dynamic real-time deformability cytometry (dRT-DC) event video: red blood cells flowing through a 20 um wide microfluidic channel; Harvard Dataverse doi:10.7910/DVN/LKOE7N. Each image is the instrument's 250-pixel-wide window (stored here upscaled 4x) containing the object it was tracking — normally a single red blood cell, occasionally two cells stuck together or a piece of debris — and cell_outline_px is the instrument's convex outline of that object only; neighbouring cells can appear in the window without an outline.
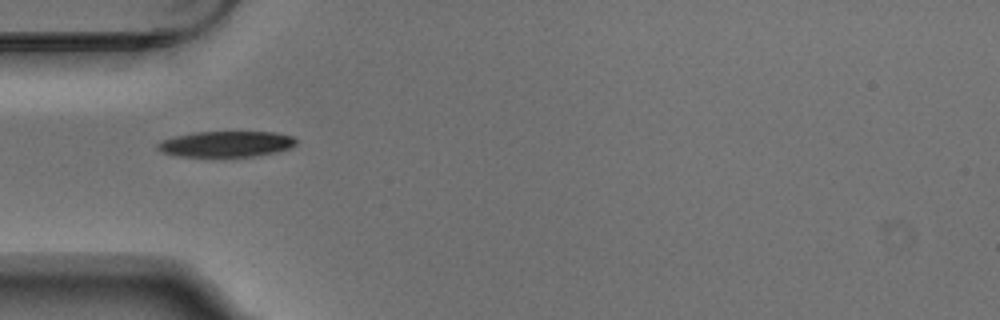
{"species": "Egyptian fruit bat (a non-hibernating species)", "species_latin": "Rousettus aegyptiacus", "temperature_condition": "warm", "stored_images_in_passage": 2, "camera_frame_rate_fps": 3000, "um_per_image_px": 0.085, "animal": {"sex": "male"}, "frame": {"image": 1, "passage_image": 1, "time_ms": 0.0, "image_size_px": [1000, 320], "cell_outline_px": [[296, 144], [288, 148], [276, 152], [256, 156], [180, 156], [160, 152], [156, 148], [156, 144], [160, 140], [176, 136], [196, 132], [276, 132], [292, 136], [296, 140]], "centroid_in_image_um": [19.19, 12.24], "position_along_channel_um": 65.8, "area_um2": 20.75}}
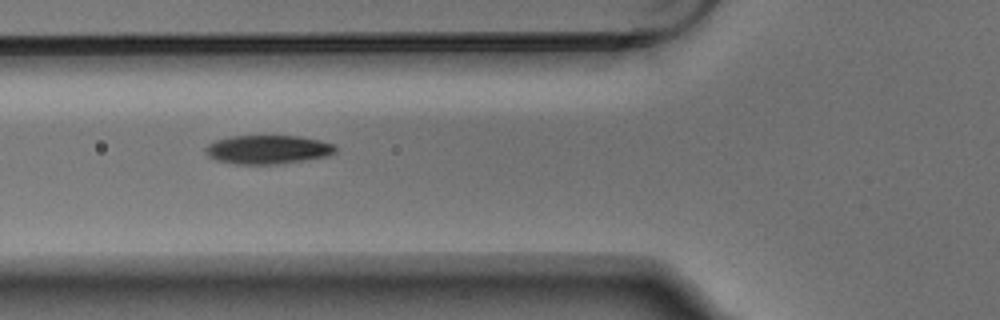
{"frame": {"image": 2, "passage_image": 2, "time_ms": 0.333, "image_size_px": [1000, 320], "cell_outline_px": [[336, 152], [328, 156], [276, 164], [236, 164], [216, 160], [208, 156], [204, 152], [204, 148], [208, 144], [216, 140], [232, 136], [300, 136], [320, 140], [332, 144], [336, 148]], "centroid_in_image_um": [22.73, 12.71], "position_along_channel_um": 103.1, "area_um2": 21.73}}